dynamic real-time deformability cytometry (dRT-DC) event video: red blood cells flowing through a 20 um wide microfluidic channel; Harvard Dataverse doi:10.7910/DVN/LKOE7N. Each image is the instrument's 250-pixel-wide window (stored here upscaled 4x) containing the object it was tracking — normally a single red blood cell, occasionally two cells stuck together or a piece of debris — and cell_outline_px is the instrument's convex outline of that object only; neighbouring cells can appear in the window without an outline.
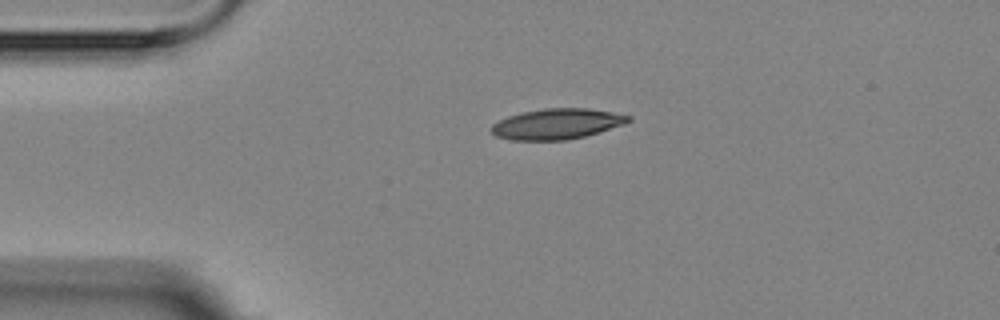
{"species": "Egyptian fruit bat (a non-hibernating species)", "species_latin": "Rousettus aegyptiacus", "temperature_condition": "room temperature", "stored_images_in_passage": 2, "camera_frame_rate_fps": 3000, "um_per_image_px": 0.085, "animal": {"sex": "female"}, "frame": {"image": 1, "passage_image": 1, "time_ms": 0.0, "image_size_px": [1000, 320], "cell_outline_px": [[632, 120], [624, 124], [584, 136], [568, 140], [508, 140], [496, 136], [492, 132], [492, 124], [508, 116], [520, 112], [544, 108], [588, 108], [612, 112], [632, 116]], "centroid_in_image_um": [47.33, 10.53], "position_along_channel_um": 37.7, "area_um2": 24.39}}